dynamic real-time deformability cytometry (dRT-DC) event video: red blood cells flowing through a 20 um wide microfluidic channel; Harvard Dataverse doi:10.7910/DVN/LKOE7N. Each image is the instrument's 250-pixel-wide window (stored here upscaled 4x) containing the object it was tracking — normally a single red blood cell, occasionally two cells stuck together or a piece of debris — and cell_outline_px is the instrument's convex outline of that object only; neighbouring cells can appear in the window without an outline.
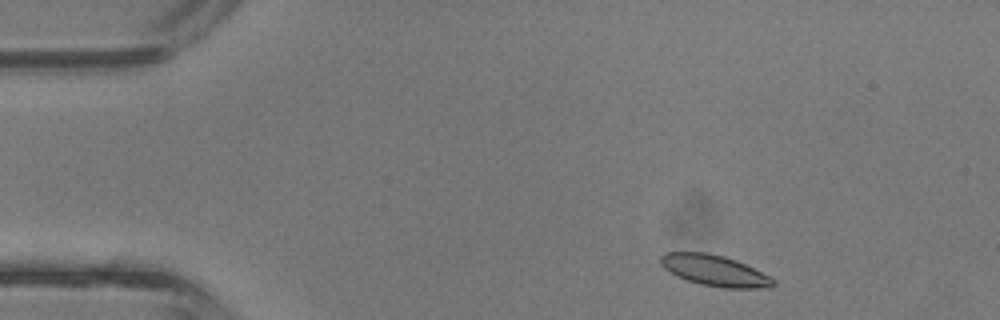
{"species": "common noctule bat (a hibernating species)", "species_latin": "Nyctalus noctula", "temperature_condition": "room temperature", "stored_images_in_passage": 3, "camera_frame_rate_fps": 3000, "um_per_image_px": 0.085, "animal": {"sex": "male", "body_mass_g": 13.3}, "frame": {"image": 1, "passage_image": 1, "time_ms": 0.0, "image_size_px": [1000, 320], "cell_outline_px": [[776, 284], [772, 288], [724, 288], [700, 284], [676, 276], [664, 268], [660, 264], [660, 256], [664, 252], [708, 252], [724, 256], [736, 260], [776, 280]], "centroid_in_image_um": [60.73, 23.0], "position_along_channel_um": 24.3, "area_um2": 20.35}}